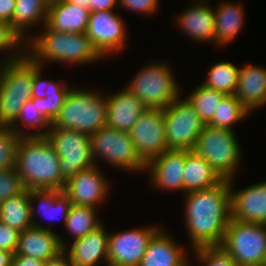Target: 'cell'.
Here are the masks:
<instances>
[{
	"instance_id": "obj_1",
	"label": "cell",
	"mask_w": 266,
	"mask_h": 266,
	"mask_svg": "<svg viewBox=\"0 0 266 266\" xmlns=\"http://www.w3.org/2000/svg\"><path fill=\"white\" fill-rule=\"evenodd\" d=\"M230 180L183 194L185 226L192 249L219 246L231 220Z\"/></svg>"
},
{
	"instance_id": "obj_2",
	"label": "cell",
	"mask_w": 266,
	"mask_h": 266,
	"mask_svg": "<svg viewBox=\"0 0 266 266\" xmlns=\"http://www.w3.org/2000/svg\"><path fill=\"white\" fill-rule=\"evenodd\" d=\"M15 169L26 190L64 189L60 159L46 137H21Z\"/></svg>"
},
{
	"instance_id": "obj_3",
	"label": "cell",
	"mask_w": 266,
	"mask_h": 266,
	"mask_svg": "<svg viewBox=\"0 0 266 266\" xmlns=\"http://www.w3.org/2000/svg\"><path fill=\"white\" fill-rule=\"evenodd\" d=\"M43 31L30 36L26 42V53L42 67V62L68 64H91L104 59L93 47L86 33H66L50 29L46 24ZM28 50V51H27ZM29 52V53H28Z\"/></svg>"
},
{
	"instance_id": "obj_4",
	"label": "cell",
	"mask_w": 266,
	"mask_h": 266,
	"mask_svg": "<svg viewBox=\"0 0 266 266\" xmlns=\"http://www.w3.org/2000/svg\"><path fill=\"white\" fill-rule=\"evenodd\" d=\"M98 92L71 87L51 128L75 130L90 136L106 126V95Z\"/></svg>"
},
{
	"instance_id": "obj_5",
	"label": "cell",
	"mask_w": 266,
	"mask_h": 266,
	"mask_svg": "<svg viewBox=\"0 0 266 266\" xmlns=\"http://www.w3.org/2000/svg\"><path fill=\"white\" fill-rule=\"evenodd\" d=\"M0 60V126L9 127L25 102L32 99L33 74L39 65L27 53L7 63Z\"/></svg>"
},
{
	"instance_id": "obj_6",
	"label": "cell",
	"mask_w": 266,
	"mask_h": 266,
	"mask_svg": "<svg viewBox=\"0 0 266 266\" xmlns=\"http://www.w3.org/2000/svg\"><path fill=\"white\" fill-rule=\"evenodd\" d=\"M167 64L155 62L142 66L126 86L146 108L165 109L180 97L175 75Z\"/></svg>"
},
{
	"instance_id": "obj_7",
	"label": "cell",
	"mask_w": 266,
	"mask_h": 266,
	"mask_svg": "<svg viewBox=\"0 0 266 266\" xmlns=\"http://www.w3.org/2000/svg\"><path fill=\"white\" fill-rule=\"evenodd\" d=\"M194 151L202 156L222 179H235L242 152L233 130L206 125Z\"/></svg>"
},
{
	"instance_id": "obj_8",
	"label": "cell",
	"mask_w": 266,
	"mask_h": 266,
	"mask_svg": "<svg viewBox=\"0 0 266 266\" xmlns=\"http://www.w3.org/2000/svg\"><path fill=\"white\" fill-rule=\"evenodd\" d=\"M219 246L239 266H266V224L231 219Z\"/></svg>"
},
{
	"instance_id": "obj_9",
	"label": "cell",
	"mask_w": 266,
	"mask_h": 266,
	"mask_svg": "<svg viewBox=\"0 0 266 266\" xmlns=\"http://www.w3.org/2000/svg\"><path fill=\"white\" fill-rule=\"evenodd\" d=\"M89 138L95 165L98 156L112 167L122 168L124 171H146V164L138 156L129 132L119 131L106 125L91 134Z\"/></svg>"
},
{
	"instance_id": "obj_10",
	"label": "cell",
	"mask_w": 266,
	"mask_h": 266,
	"mask_svg": "<svg viewBox=\"0 0 266 266\" xmlns=\"http://www.w3.org/2000/svg\"><path fill=\"white\" fill-rule=\"evenodd\" d=\"M163 110L168 150H194L207 124L186 98L175 99Z\"/></svg>"
},
{
	"instance_id": "obj_11",
	"label": "cell",
	"mask_w": 266,
	"mask_h": 266,
	"mask_svg": "<svg viewBox=\"0 0 266 266\" xmlns=\"http://www.w3.org/2000/svg\"><path fill=\"white\" fill-rule=\"evenodd\" d=\"M46 138L60 159L62 179L65 182L80 170L95 165L88 135L70 129L51 128Z\"/></svg>"
},
{
	"instance_id": "obj_12",
	"label": "cell",
	"mask_w": 266,
	"mask_h": 266,
	"mask_svg": "<svg viewBox=\"0 0 266 266\" xmlns=\"http://www.w3.org/2000/svg\"><path fill=\"white\" fill-rule=\"evenodd\" d=\"M129 134L138 156L145 164L167 151L164 110L147 108Z\"/></svg>"
},
{
	"instance_id": "obj_13",
	"label": "cell",
	"mask_w": 266,
	"mask_h": 266,
	"mask_svg": "<svg viewBox=\"0 0 266 266\" xmlns=\"http://www.w3.org/2000/svg\"><path fill=\"white\" fill-rule=\"evenodd\" d=\"M85 33L102 57L118 53L127 43L124 19L113 10L91 12Z\"/></svg>"
},
{
	"instance_id": "obj_14",
	"label": "cell",
	"mask_w": 266,
	"mask_h": 266,
	"mask_svg": "<svg viewBox=\"0 0 266 266\" xmlns=\"http://www.w3.org/2000/svg\"><path fill=\"white\" fill-rule=\"evenodd\" d=\"M159 229L151 225L109 233L108 266H139L150 239Z\"/></svg>"
},
{
	"instance_id": "obj_15",
	"label": "cell",
	"mask_w": 266,
	"mask_h": 266,
	"mask_svg": "<svg viewBox=\"0 0 266 266\" xmlns=\"http://www.w3.org/2000/svg\"><path fill=\"white\" fill-rule=\"evenodd\" d=\"M98 164L80 170L65 182L63 193L73 205L97 208L109 195L110 182ZM102 171V172H101Z\"/></svg>"
},
{
	"instance_id": "obj_16",
	"label": "cell",
	"mask_w": 266,
	"mask_h": 266,
	"mask_svg": "<svg viewBox=\"0 0 266 266\" xmlns=\"http://www.w3.org/2000/svg\"><path fill=\"white\" fill-rule=\"evenodd\" d=\"M186 150H167L151 159L145 170L150 172L153 187L161 190L183 191L184 193V165Z\"/></svg>"
},
{
	"instance_id": "obj_17",
	"label": "cell",
	"mask_w": 266,
	"mask_h": 266,
	"mask_svg": "<svg viewBox=\"0 0 266 266\" xmlns=\"http://www.w3.org/2000/svg\"><path fill=\"white\" fill-rule=\"evenodd\" d=\"M230 179L231 219L266 224V181L235 191Z\"/></svg>"
},
{
	"instance_id": "obj_18",
	"label": "cell",
	"mask_w": 266,
	"mask_h": 266,
	"mask_svg": "<svg viewBox=\"0 0 266 266\" xmlns=\"http://www.w3.org/2000/svg\"><path fill=\"white\" fill-rule=\"evenodd\" d=\"M54 231L31 226L20 232L14 254L33 257L43 262L57 257L67 242Z\"/></svg>"
},
{
	"instance_id": "obj_19",
	"label": "cell",
	"mask_w": 266,
	"mask_h": 266,
	"mask_svg": "<svg viewBox=\"0 0 266 266\" xmlns=\"http://www.w3.org/2000/svg\"><path fill=\"white\" fill-rule=\"evenodd\" d=\"M108 236L102 224L82 238L72 241L63 251L68 255L72 266H99L101 259L108 266Z\"/></svg>"
},
{
	"instance_id": "obj_20",
	"label": "cell",
	"mask_w": 266,
	"mask_h": 266,
	"mask_svg": "<svg viewBox=\"0 0 266 266\" xmlns=\"http://www.w3.org/2000/svg\"><path fill=\"white\" fill-rule=\"evenodd\" d=\"M110 95L106 96V125L119 131L129 132L147 108L125 86L116 94Z\"/></svg>"
},
{
	"instance_id": "obj_21",
	"label": "cell",
	"mask_w": 266,
	"mask_h": 266,
	"mask_svg": "<svg viewBox=\"0 0 266 266\" xmlns=\"http://www.w3.org/2000/svg\"><path fill=\"white\" fill-rule=\"evenodd\" d=\"M187 255L175 238L159 229L150 239L139 266H190Z\"/></svg>"
},
{
	"instance_id": "obj_22",
	"label": "cell",
	"mask_w": 266,
	"mask_h": 266,
	"mask_svg": "<svg viewBox=\"0 0 266 266\" xmlns=\"http://www.w3.org/2000/svg\"><path fill=\"white\" fill-rule=\"evenodd\" d=\"M194 4L177 16L178 27L196 41L214 42L215 14L206 0H192Z\"/></svg>"
},
{
	"instance_id": "obj_23",
	"label": "cell",
	"mask_w": 266,
	"mask_h": 266,
	"mask_svg": "<svg viewBox=\"0 0 266 266\" xmlns=\"http://www.w3.org/2000/svg\"><path fill=\"white\" fill-rule=\"evenodd\" d=\"M234 95L250 113L266 105V68L251 64L239 68Z\"/></svg>"
},
{
	"instance_id": "obj_24",
	"label": "cell",
	"mask_w": 266,
	"mask_h": 266,
	"mask_svg": "<svg viewBox=\"0 0 266 266\" xmlns=\"http://www.w3.org/2000/svg\"><path fill=\"white\" fill-rule=\"evenodd\" d=\"M35 201L38 202L36 206L38 211H35ZM29 203H30V216L33 226L38 228L48 229L52 231L51 227L53 221L58 218V216L63 220L65 224L70 207L72 205L69 198L59 190H29ZM34 203V204H33ZM36 212V213H35ZM45 215L46 218L51 220L48 222L47 227L40 222L38 223L35 218V214ZM44 217V218H45ZM47 220V219H46ZM57 220V219H56ZM52 222V223H51Z\"/></svg>"
},
{
	"instance_id": "obj_25",
	"label": "cell",
	"mask_w": 266,
	"mask_h": 266,
	"mask_svg": "<svg viewBox=\"0 0 266 266\" xmlns=\"http://www.w3.org/2000/svg\"><path fill=\"white\" fill-rule=\"evenodd\" d=\"M91 10L65 0H58L48 6L46 25L55 31L66 33H84Z\"/></svg>"
},
{
	"instance_id": "obj_26",
	"label": "cell",
	"mask_w": 266,
	"mask_h": 266,
	"mask_svg": "<svg viewBox=\"0 0 266 266\" xmlns=\"http://www.w3.org/2000/svg\"><path fill=\"white\" fill-rule=\"evenodd\" d=\"M183 176L184 193L208 189L223 180L211 165L194 150H186Z\"/></svg>"
},
{
	"instance_id": "obj_27",
	"label": "cell",
	"mask_w": 266,
	"mask_h": 266,
	"mask_svg": "<svg viewBox=\"0 0 266 266\" xmlns=\"http://www.w3.org/2000/svg\"><path fill=\"white\" fill-rule=\"evenodd\" d=\"M215 14V44L225 46L235 40L243 29L244 9L241 4L223 3L213 10Z\"/></svg>"
},
{
	"instance_id": "obj_28",
	"label": "cell",
	"mask_w": 266,
	"mask_h": 266,
	"mask_svg": "<svg viewBox=\"0 0 266 266\" xmlns=\"http://www.w3.org/2000/svg\"><path fill=\"white\" fill-rule=\"evenodd\" d=\"M47 12L48 5L43 0H16L11 27L26 43L30 39L29 36H26V29L32 28L37 23H43L44 26Z\"/></svg>"
},
{
	"instance_id": "obj_29",
	"label": "cell",
	"mask_w": 266,
	"mask_h": 266,
	"mask_svg": "<svg viewBox=\"0 0 266 266\" xmlns=\"http://www.w3.org/2000/svg\"><path fill=\"white\" fill-rule=\"evenodd\" d=\"M0 221L23 232L33 226L30 216L29 190L0 203Z\"/></svg>"
},
{
	"instance_id": "obj_30",
	"label": "cell",
	"mask_w": 266,
	"mask_h": 266,
	"mask_svg": "<svg viewBox=\"0 0 266 266\" xmlns=\"http://www.w3.org/2000/svg\"><path fill=\"white\" fill-rule=\"evenodd\" d=\"M23 125L25 128L31 127V129L37 128L41 130L27 133L23 130ZM51 126L52 122L39 113L37 103H33L30 99L21 107L17 119L9 127L21 137H46L49 134Z\"/></svg>"
},
{
	"instance_id": "obj_31",
	"label": "cell",
	"mask_w": 266,
	"mask_h": 266,
	"mask_svg": "<svg viewBox=\"0 0 266 266\" xmlns=\"http://www.w3.org/2000/svg\"><path fill=\"white\" fill-rule=\"evenodd\" d=\"M97 209L71 205L64 227L72 235V240L82 238L103 224L102 220L98 219Z\"/></svg>"
},
{
	"instance_id": "obj_32",
	"label": "cell",
	"mask_w": 266,
	"mask_h": 266,
	"mask_svg": "<svg viewBox=\"0 0 266 266\" xmlns=\"http://www.w3.org/2000/svg\"><path fill=\"white\" fill-rule=\"evenodd\" d=\"M205 82L201 83L208 88L226 95L235 94L239 68L229 61H221L212 65L207 73Z\"/></svg>"
},
{
	"instance_id": "obj_33",
	"label": "cell",
	"mask_w": 266,
	"mask_h": 266,
	"mask_svg": "<svg viewBox=\"0 0 266 266\" xmlns=\"http://www.w3.org/2000/svg\"><path fill=\"white\" fill-rule=\"evenodd\" d=\"M250 112L233 95H226L216 108L212 120L208 123L213 127L233 130L235 123L244 120Z\"/></svg>"
},
{
	"instance_id": "obj_34",
	"label": "cell",
	"mask_w": 266,
	"mask_h": 266,
	"mask_svg": "<svg viewBox=\"0 0 266 266\" xmlns=\"http://www.w3.org/2000/svg\"><path fill=\"white\" fill-rule=\"evenodd\" d=\"M225 96L226 94L201 84L190 95H187L186 99L193 106L200 120L208 124Z\"/></svg>"
},
{
	"instance_id": "obj_35",
	"label": "cell",
	"mask_w": 266,
	"mask_h": 266,
	"mask_svg": "<svg viewBox=\"0 0 266 266\" xmlns=\"http://www.w3.org/2000/svg\"><path fill=\"white\" fill-rule=\"evenodd\" d=\"M70 87L65 83L49 80L48 88L46 89L45 98H32L33 103H37L38 111L51 122L59 114L60 109L64 104V100L70 91Z\"/></svg>"
},
{
	"instance_id": "obj_36",
	"label": "cell",
	"mask_w": 266,
	"mask_h": 266,
	"mask_svg": "<svg viewBox=\"0 0 266 266\" xmlns=\"http://www.w3.org/2000/svg\"><path fill=\"white\" fill-rule=\"evenodd\" d=\"M25 45L26 43L12 29L9 23L0 21V52H4L5 50L7 53L9 52L7 56L4 57L3 63L21 58L26 53V49L22 48Z\"/></svg>"
},
{
	"instance_id": "obj_37",
	"label": "cell",
	"mask_w": 266,
	"mask_h": 266,
	"mask_svg": "<svg viewBox=\"0 0 266 266\" xmlns=\"http://www.w3.org/2000/svg\"><path fill=\"white\" fill-rule=\"evenodd\" d=\"M20 139L21 136L10 127L0 126V170L15 168Z\"/></svg>"
},
{
	"instance_id": "obj_38",
	"label": "cell",
	"mask_w": 266,
	"mask_h": 266,
	"mask_svg": "<svg viewBox=\"0 0 266 266\" xmlns=\"http://www.w3.org/2000/svg\"><path fill=\"white\" fill-rule=\"evenodd\" d=\"M193 251L198 264L203 266H239L220 246L199 247Z\"/></svg>"
},
{
	"instance_id": "obj_39",
	"label": "cell",
	"mask_w": 266,
	"mask_h": 266,
	"mask_svg": "<svg viewBox=\"0 0 266 266\" xmlns=\"http://www.w3.org/2000/svg\"><path fill=\"white\" fill-rule=\"evenodd\" d=\"M25 190L15 168L0 170V203Z\"/></svg>"
},
{
	"instance_id": "obj_40",
	"label": "cell",
	"mask_w": 266,
	"mask_h": 266,
	"mask_svg": "<svg viewBox=\"0 0 266 266\" xmlns=\"http://www.w3.org/2000/svg\"><path fill=\"white\" fill-rule=\"evenodd\" d=\"M141 14L152 15L159 9L157 0H118V5Z\"/></svg>"
},
{
	"instance_id": "obj_41",
	"label": "cell",
	"mask_w": 266,
	"mask_h": 266,
	"mask_svg": "<svg viewBox=\"0 0 266 266\" xmlns=\"http://www.w3.org/2000/svg\"><path fill=\"white\" fill-rule=\"evenodd\" d=\"M20 232L0 221V250L15 252Z\"/></svg>"
},
{
	"instance_id": "obj_42",
	"label": "cell",
	"mask_w": 266,
	"mask_h": 266,
	"mask_svg": "<svg viewBox=\"0 0 266 266\" xmlns=\"http://www.w3.org/2000/svg\"><path fill=\"white\" fill-rule=\"evenodd\" d=\"M41 66H39L33 74V93L32 98H45L46 89L49 85V80H43Z\"/></svg>"
},
{
	"instance_id": "obj_43",
	"label": "cell",
	"mask_w": 266,
	"mask_h": 266,
	"mask_svg": "<svg viewBox=\"0 0 266 266\" xmlns=\"http://www.w3.org/2000/svg\"><path fill=\"white\" fill-rule=\"evenodd\" d=\"M16 0H0V21H5L12 26V17Z\"/></svg>"
},
{
	"instance_id": "obj_44",
	"label": "cell",
	"mask_w": 266,
	"mask_h": 266,
	"mask_svg": "<svg viewBox=\"0 0 266 266\" xmlns=\"http://www.w3.org/2000/svg\"><path fill=\"white\" fill-rule=\"evenodd\" d=\"M118 0H89V9L91 12L114 10Z\"/></svg>"
},
{
	"instance_id": "obj_45",
	"label": "cell",
	"mask_w": 266,
	"mask_h": 266,
	"mask_svg": "<svg viewBox=\"0 0 266 266\" xmlns=\"http://www.w3.org/2000/svg\"><path fill=\"white\" fill-rule=\"evenodd\" d=\"M43 264L44 262L42 260L25 255L14 254L11 266H43Z\"/></svg>"
},
{
	"instance_id": "obj_46",
	"label": "cell",
	"mask_w": 266,
	"mask_h": 266,
	"mask_svg": "<svg viewBox=\"0 0 266 266\" xmlns=\"http://www.w3.org/2000/svg\"><path fill=\"white\" fill-rule=\"evenodd\" d=\"M43 266H72L68 255L63 251L57 257L47 260Z\"/></svg>"
},
{
	"instance_id": "obj_47",
	"label": "cell",
	"mask_w": 266,
	"mask_h": 266,
	"mask_svg": "<svg viewBox=\"0 0 266 266\" xmlns=\"http://www.w3.org/2000/svg\"><path fill=\"white\" fill-rule=\"evenodd\" d=\"M13 255V252L0 250V266H11Z\"/></svg>"
},
{
	"instance_id": "obj_48",
	"label": "cell",
	"mask_w": 266,
	"mask_h": 266,
	"mask_svg": "<svg viewBox=\"0 0 266 266\" xmlns=\"http://www.w3.org/2000/svg\"><path fill=\"white\" fill-rule=\"evenodd\" d=\"M65 1L89 9V0H65Z\"/></svg>"
},
{
	"instance_id": "obj_49",
	"label": "cell",
	"mask_w": 266,
	"mask_h": 266,
	"mask_svg": "<svg viewBox=\"0 0 266 266\" xmlns=\"http://www.w3.org/2000/svg\"><path fill=\"white\" fill-rule=\"evenodd\" d=\"M45 4H47L48 6L54 4L55 2H57L58 0H43Z\"/></svg>"
}]
</instances>
